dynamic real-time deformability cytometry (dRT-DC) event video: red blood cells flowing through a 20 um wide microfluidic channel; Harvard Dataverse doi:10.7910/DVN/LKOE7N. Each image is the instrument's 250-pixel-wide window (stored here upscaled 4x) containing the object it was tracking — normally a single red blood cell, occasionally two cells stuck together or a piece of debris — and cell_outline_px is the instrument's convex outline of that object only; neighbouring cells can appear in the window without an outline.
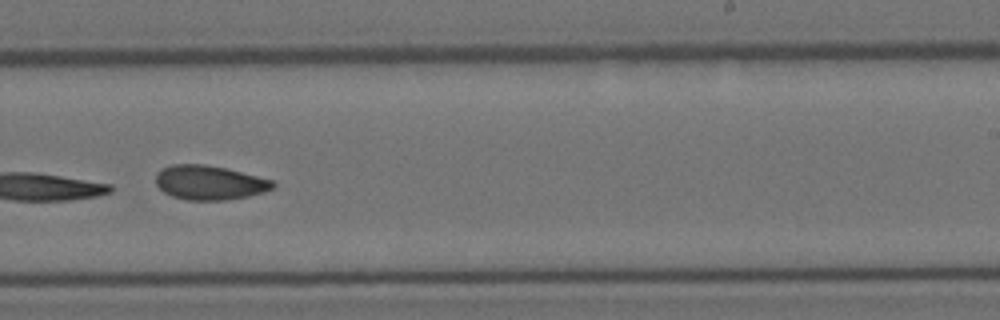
{"species": "Egyptian fruit bat (a non-hibernating species)", "species_latin": "Rousettus aegyptiacus", "temperature_condition": "room temperature", "stored_images_in_passage": 23, "camera_frame_rate_fps": 3000, "um_per_image_px": 0.085, "animal": {"sex": "female"}, "frame": {"image": 1, "passage_image": 14, "time_ms": 4.333, "image_size_px": [1000, 320], "cell_outline_px": [[276, 184], [272, 188], [264, 192], [248, 196], [224, 200], [188, 200], [172, 196], [164, 192], [156, 184], [156, 172], [160, 168], [172, 164], [204, 164], [228, 168], [272, 180]], "centroid_in_image_um": [17.78, 15.51], "position_along_channel_um": 271.2, "area_um2": 23.52}}